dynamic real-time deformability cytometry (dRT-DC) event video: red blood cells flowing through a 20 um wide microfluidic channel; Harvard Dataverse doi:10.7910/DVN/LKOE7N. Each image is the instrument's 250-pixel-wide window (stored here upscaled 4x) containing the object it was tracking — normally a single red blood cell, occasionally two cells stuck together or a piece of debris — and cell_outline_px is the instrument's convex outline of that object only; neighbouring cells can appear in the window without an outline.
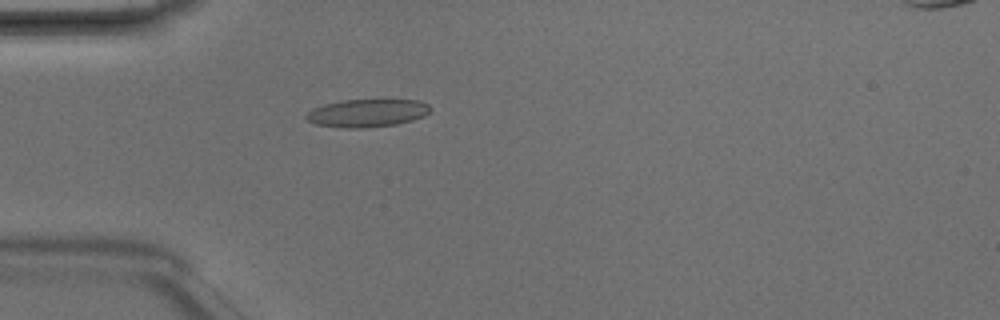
{"species": "Egyptian fruit bat (a non-hibernating species)", "species_latin": "Rousettus aegyptiacus", "temperature_condition": "room temperature", "stored_images_in_passage": 2, "camera_frame_rate_fps": 3000, "um_per_image_px": 0.085, "animal": {"sex": "male"}, "frame": {"image": 1, "passage_image": 2, "time_ms": 0.333, "image_size_px": [1000, 320], "cell_outline_px": [[432, 108], [424, 116], [412, 120], [396, 124], [364, 128], [344, 128], [316, 124], [308, 120], [304, 116], [312, 108], [324, 104], [344, 100], [384, 96], [420, 100], [428, 104]], "centroid_in_image_um": [31.28, 9.54], "position_along_channel_um": 53.7, "area_um2": 21.21}}